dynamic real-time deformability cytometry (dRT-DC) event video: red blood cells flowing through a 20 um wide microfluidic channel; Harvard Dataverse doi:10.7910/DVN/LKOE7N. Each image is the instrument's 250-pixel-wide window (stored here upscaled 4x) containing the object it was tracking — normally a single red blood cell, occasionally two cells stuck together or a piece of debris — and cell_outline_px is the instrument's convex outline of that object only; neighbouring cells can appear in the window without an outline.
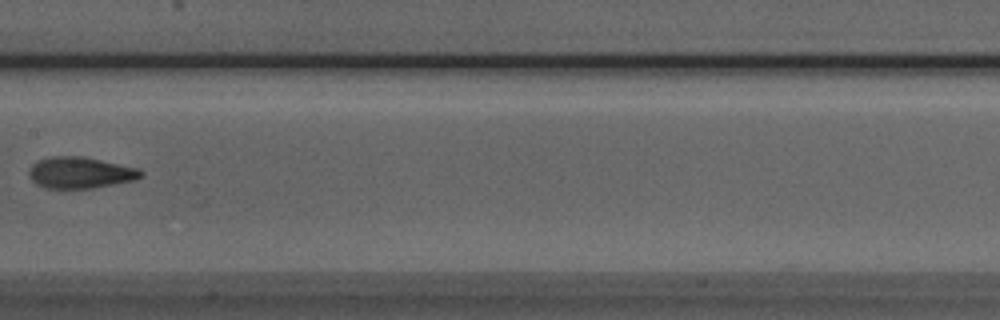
{"species": "Egyptian fruit bat (a non-hibernating species)", "species_latin": "Rousettus aegyptiacus", "temperature_condition": "room temperature", "stored_images_in_passage": 7, "camera_frame_rate_fps": 3000, "um_per_image_px": 0.085, "animal": {"sex": "male"}, "frame": {"image": 1, "passage_image": 7, "time_ms": 7.0, "image_size_px": [1000, 320], "cell_outline_px": [[144, 176], [136, 180], [92, 188], [44, 188], [36, 184], [28, 176], [28, 172], [32, 164], [40, 160], [52, 156], [80, 156], [140, 168], [144, 172]], "centroid_in_image_um": [6.84, 14.68], "position_along_channel_um": 200.6, "area_um2": 20.52}}